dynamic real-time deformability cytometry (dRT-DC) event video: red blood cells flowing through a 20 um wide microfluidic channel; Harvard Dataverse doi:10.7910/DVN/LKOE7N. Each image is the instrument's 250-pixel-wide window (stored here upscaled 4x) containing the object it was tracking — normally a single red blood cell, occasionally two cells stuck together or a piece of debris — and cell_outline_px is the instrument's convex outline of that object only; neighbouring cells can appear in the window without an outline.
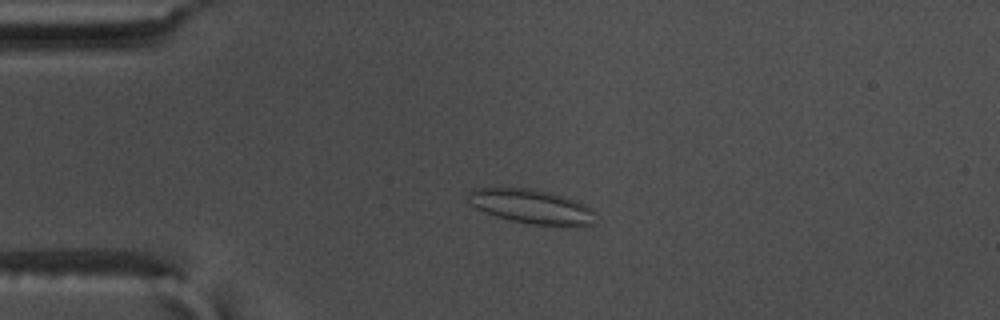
{"species": "common noctule bat (a hibernating species)", "species_latin": "Nyctalus noctula", "temperature_condition": "warm", "stored_images_in_passage": 58, "camera_frame_rate_fps": 3000, "um_per_image_px": 0.085, "animal": {"sex": "male", "body_mass_g": 17.5, "forearm_length_mm": 52.3}, "frame": {"image": 1, "passage_image": 15, "time_ms": 4.667, "image_size_px": [1000, 320], "cell_outline_px": [[596, 224], [532, 224], [512, 220], [496, 216], [484, 212], [476, 208], [472, 204], [468, 196], [468, 192], [476, 188], [532, 188], [548, 192], [576, 200], [592, 208], [596, 212]], "centroid_in_image_um": [45.19, 17.53], "position_along_channel_um": 39.8, "area_um2": 24.97}}
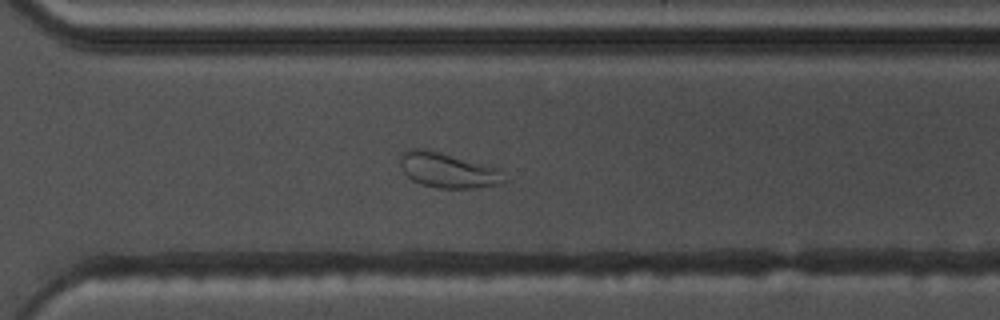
{"frame": {"image": 2, "passage_image": 42, "time_ms": 13.667, "image_size_px": [1000, 320], "cell_outline_px": [[508, 180], [496, 184], [472, 188], [436, 188], [420, 184], [412, 180], [400, 168], [400, 156], [408, 148], [424, 148], [500, 168]], "centroid_in_image_um": [38.05, 14.47], "position_along_channel_um": 332.5, "area_um2": 21.33}}
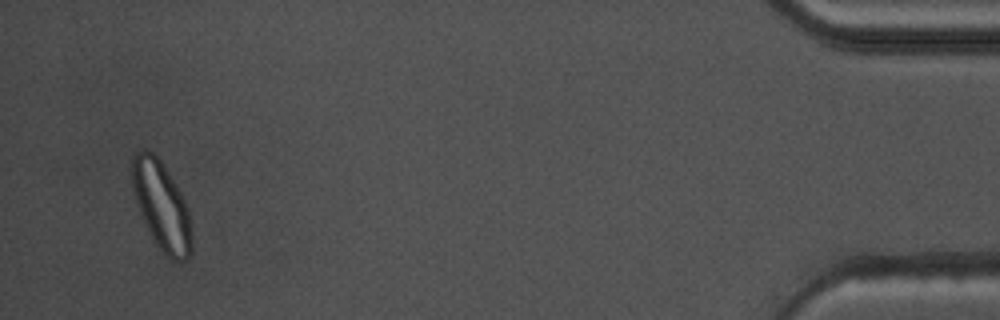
{"frame": {"image": 3, "passage_image": 56, "time_ms": 18.333, "image_size_px": [1000, 320], "cell_outline_px": [[192, 252], [188, 260], [180, 264], [172, 260], [156, 244], [148, 232], [144, 224], [132, 188], [132, 156], [140, 148], [144, 148], [152, 152], [160, 160], [176, 184], [184, 200], [188, 212], [192, 232]], "centroid_in_image_um": [13.74, 17.53], "position_along_channel_um": 421.5, "area_um2": 30.92}, "authors_computed_cell_mechanics": {"area_um2": 25.1719, "velocity_mm_per_s": 3.5996, "shape_relaxation_time_tau1_ms": 9.9247, "shape_relaxation_time_tau2_ms": 1.0804, "deformation_change_tau1": 0.1888, "deformation_change_tau2": 0.0533}}